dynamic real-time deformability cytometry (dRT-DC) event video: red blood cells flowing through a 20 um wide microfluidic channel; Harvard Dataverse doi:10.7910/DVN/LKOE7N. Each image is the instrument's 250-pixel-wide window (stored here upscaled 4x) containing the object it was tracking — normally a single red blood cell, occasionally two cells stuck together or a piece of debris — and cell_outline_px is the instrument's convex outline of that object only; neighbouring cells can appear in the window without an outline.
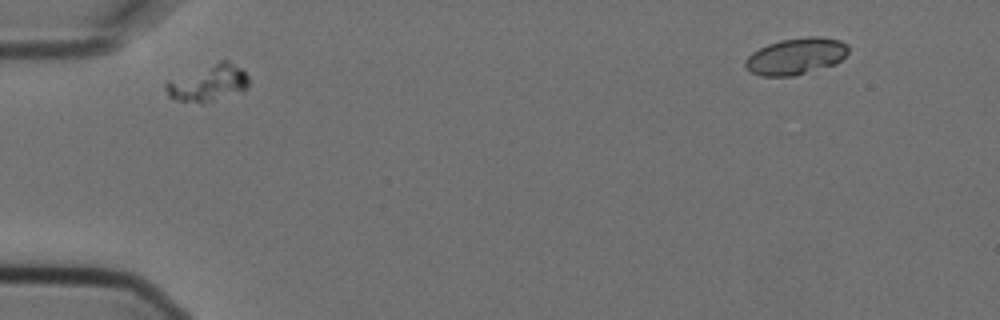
{"species": "Egyptian fruit bat (a non-hibernating species)", "species_latin": "Rousettus aegyptiacus", "temperature_condition": "cold", "stored_images_in_passage": 2, "camera_frame_rate_fps": 3000, "um_per_image_px": 0.085, "animal": {"sex": "female"}, "frame": {"image": 1, "passage_image": 1, "time_ms": 0.0, "image_size_px": [1000, 320], "cell_outline_px": [[248, 84], [244, 92], [204, 104], [176, 100], [168, 96], [164, 88], [164, 84], [168, 80], [220, 60], [228, 60], [240, 68], [248, 76]], "centroid_in_image_um": [17.69, 7.08], "position_along_channel_um": 67.3, "area_um2": 17.98}}
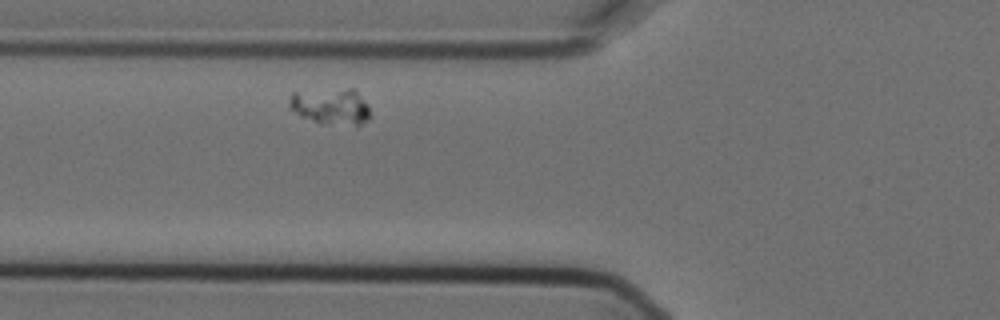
{"frame": {"image": 2, "passage_image": 2, "time_ms": 0.333, "image_size_px": [1000, 320], "cell_outline_px": [[372, 116], [368, 120], [360, 124], [320, 124], [300, 116], [288, 104], [288, 100], [292, 92], [348, 88], [356, 88], [368, 104]], "centroid_in_image_um": [28.16, 9.03], "position_along_channel_um": 97.6, "area_um2": 17.4}}